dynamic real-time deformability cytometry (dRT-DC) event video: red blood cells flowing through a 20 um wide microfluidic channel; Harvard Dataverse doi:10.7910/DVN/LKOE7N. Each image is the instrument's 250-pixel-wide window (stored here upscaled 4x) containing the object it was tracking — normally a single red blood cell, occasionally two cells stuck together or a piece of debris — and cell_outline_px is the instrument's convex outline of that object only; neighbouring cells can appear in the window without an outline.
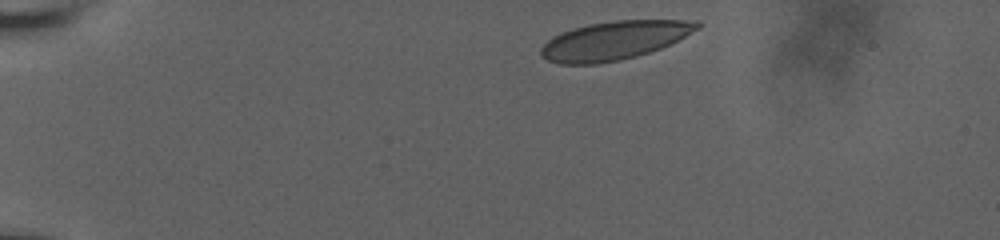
{"species": "human", "species_latin": "Homo sapiens", "temperature_condition": "room temperature", "stored_images_in_passage": 24, "camera_frame_rate_fps": 3000, "um_per_image_px": 0.085, "donor": {"sex": "male"}, "frame": {"image": 1, "passage_image": 1, "time_ms": 0.0, "image_size_px": [1000, 240], "cell_outline_px": [[704, 24], [700, 28], [660, 48], [636, 56], [620, 60], [596, 64], [560, 64], [548, 60], [540, 56], [540, 48], [552, 36], [560, 32], [572, 28], [588, 24], [616, 20], [696, 20]], "centroid_in_image_um": [52.18, 3.43], "position_along_channel_um": 32.8, "area_um2": 35.08}}
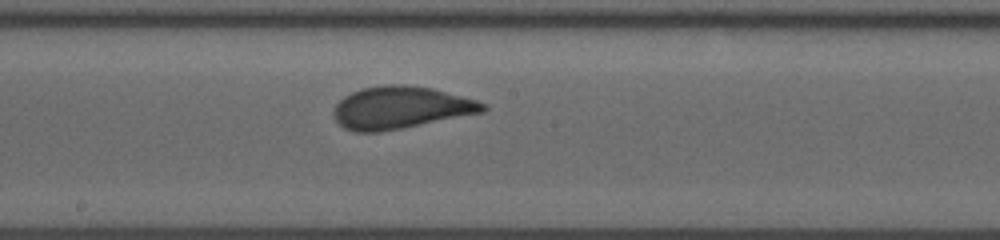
{"frame": {"image": 2, "passage_image": 14, "time_ms": 7.333, "image_size_px": [1000, 240], "cell_outline_px": [[488, 108], [484, 112], [380, 132], [356, 132], [344, 128], [332, 116], [332, 112], [336, 104], [344, 96], [352, 92], [364, 88], [388, 84], [404, 84], [432, 88], [476, 100], [488, 104]], "centroid_in_image_um": [34.05, 9.15], "position_along_channel_um": 214.2, "area_um2": 36.7}}
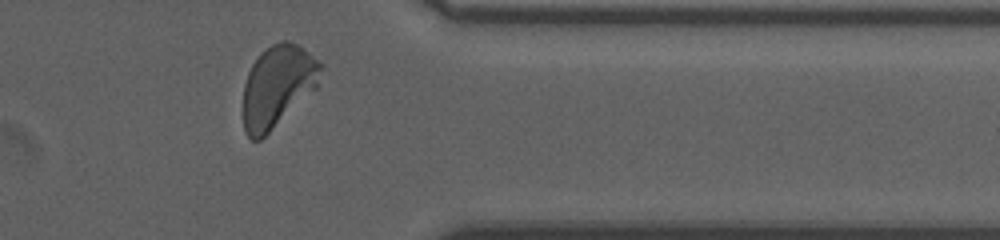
{"frame": {"image": 3, "passage_image": 23, "time_ms": 12.333, "image_size_px": [1000, 240], "cell_outline_px": [[324, 64], [316, 88], [260, 140], [252, 140], [244, 132], [244, 84], [248, 72], [252, 64], [260, 52], [272, 44], [280, 40], [288, 40], [296, 44], [320, 60]], "centroid_in_image_um": [23.6, 7.29], "position_along_channel_um": 387.8, "area_um2": 36.76}, "authors_computed_cell_mechanics": {"area_um2": 36.2406, "velocity_mm_per_s": 3.6252, "shape_relaxation_time_tau1_ms": 5.0814, "shape_relaxation_time_tau2_ms": null, "deformation_change_tau1": 0.1282, "deformation_change_tau2": null}}